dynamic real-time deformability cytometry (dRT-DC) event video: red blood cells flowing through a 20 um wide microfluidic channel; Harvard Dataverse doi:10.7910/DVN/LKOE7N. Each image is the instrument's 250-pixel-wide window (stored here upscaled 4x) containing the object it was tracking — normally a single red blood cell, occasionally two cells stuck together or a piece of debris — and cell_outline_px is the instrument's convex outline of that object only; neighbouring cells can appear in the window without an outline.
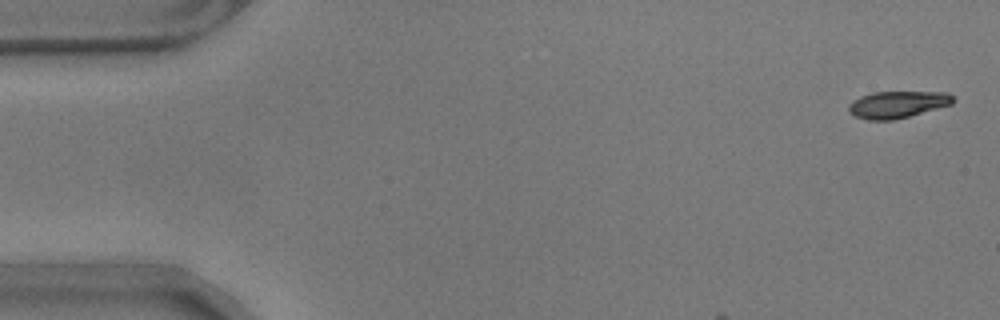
{"species": "common noctule bat (a hibernating species)", "species_latin": "Nyctalus noctula", "temperature_condition": "warm", "stored_images_in_passage": 11, "camera_frame_rate_fps": 3000, "um_per_image_px": 0.085, "animal": {"sex": "male", "body_mass_g": 17.9}, "frame": {"image": 1, "passage_image": 2, "time_ms": 0.333, "image_size_px": [1000, 320], "cell_outline_px": [[956, 100], [952, 104], [908, 116], [892, 120], [868, 120], [856, 116], [848, 112], [848, 104], [852, 100], [860, 96], [872, 92], [948, 92]], "centroid_in_image_um": [76.26, 8.87], "position_along_channel_um": 8.7, "area_um2": 16.36}}